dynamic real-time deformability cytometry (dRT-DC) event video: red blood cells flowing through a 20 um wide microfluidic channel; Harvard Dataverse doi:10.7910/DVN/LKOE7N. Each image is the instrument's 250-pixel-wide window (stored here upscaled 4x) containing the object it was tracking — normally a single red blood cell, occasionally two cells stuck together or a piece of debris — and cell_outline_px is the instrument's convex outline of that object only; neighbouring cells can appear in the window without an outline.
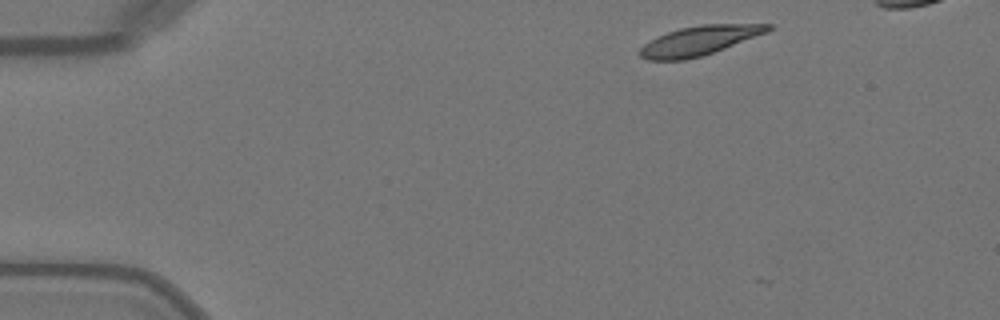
{"species": "Egyptian fruit bat (a non-hibernating species)", "species_latin": "Rousettus aegyptiacus", "temperature_condition": "warm", "stored_images_in_passage": 3, "camera_frame_rate_fps": 3000, "um_per_image_px": 0.085, "animal": {"sex": "female"}, "frame": {"image": 1, "passage_image": 1, "time_ms": 0.0, "image_size_px": [1000, 320], "cell_outline_px": [[772, 28], [768, 32], [724, 48], [700, 56], [684, 60], [648, 60], [640, 56], [640, 48], [644, 44], [656, 36], [680, 28], [700, 24], [772, 24]], "centroid_in_image_um": [59.42, 3.44], "position_along_channel_um": 25.6, "area_um2": 21.68}}